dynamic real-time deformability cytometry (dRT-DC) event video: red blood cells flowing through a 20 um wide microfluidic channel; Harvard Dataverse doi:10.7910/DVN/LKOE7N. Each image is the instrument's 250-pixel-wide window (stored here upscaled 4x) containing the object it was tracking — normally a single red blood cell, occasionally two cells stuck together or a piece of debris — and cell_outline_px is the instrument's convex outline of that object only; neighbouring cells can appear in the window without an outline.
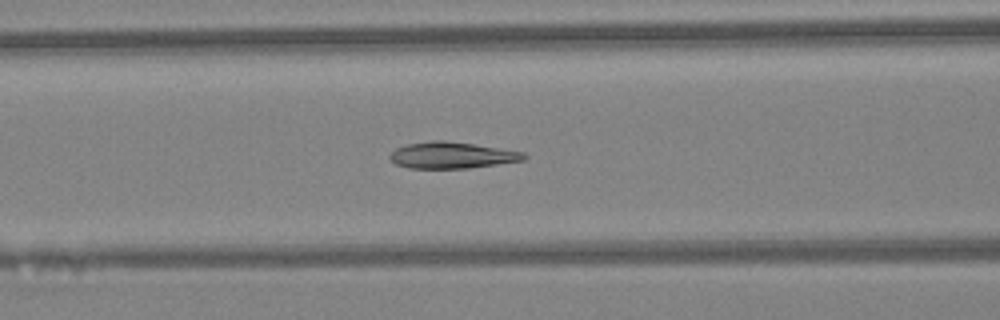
{"species": "Egyptian fruit bat (a non-hibernating species)", "species_latin": "Rousettus aegyptiacus", "temperature_condition": "warm", "stored_images_in_passage": 45, "camera_frame_rate_fps": 3000, "um_per_image_px": 0.085, "animal": {"sex": "female"}, "frame": {"image": 1, "passage_image": 19, "time_ms": 6.0, "image_size_px": [1000, 320], "cell_outline_px": [[528, 156], [524, 160], [468, 168], [408, 168], [396, 164], [388, 160], [388, 156], [396, 148], [408, 144], [432, 140], [444, 140], [476, 144], [524, 152]], "centroid_in_image_um": [38.39, 13.19], "position_along_channel_um": 128.2, "area_um2": 20.69}}
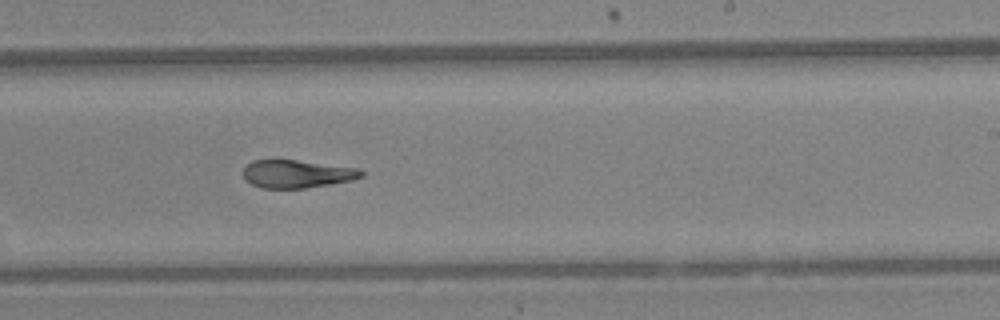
{"frame": {"image": 2, "passage_image": 28, "time_ms": 9.0, "image_size_px": [1000, 320], "cell_outline_px": [[364, 176], [352, 180], [304, 188], [260, 188], [244, 180], [244, 168], [252, 160], [296, 160], [356, 168], [364, 172]], "centroid_in_image_um": [25.21, 14.78], "position_along_channel_um": 263.8, "area_um2": 19.02}}
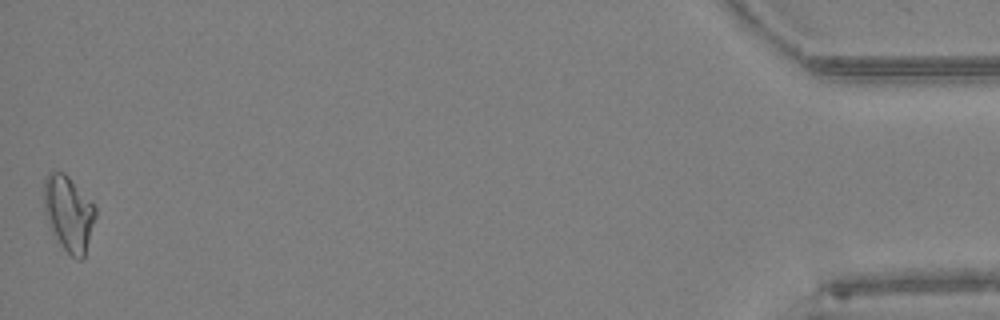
{"frame": {"image": 3, "passage_image": 45, "time_ms": 14.667, "image_size_px": [1000, 320], "cell_outline_px": [[96, 216], [84, 260], [76, 260], [60, 244], [48, 224], [44, 212], [44, 176], [48, 172], [64, 172], [68, 176], [96, 208]], "centroid_in_image_um": [5.83, 18.16], "position_along_channel_um": 429.4, "area_um2": 22.6}, "authors_computed_cell_mechanics": {"area_um2": 20.808, "velocity_mm_per_s": 4.5567, "shape_relaxation_time_tau1_ms": null, "shape_relaxation_time_tau2_ms": 3.3404, "deformation_change_tau1": null, "deformation_change_tau2": 0.09}}